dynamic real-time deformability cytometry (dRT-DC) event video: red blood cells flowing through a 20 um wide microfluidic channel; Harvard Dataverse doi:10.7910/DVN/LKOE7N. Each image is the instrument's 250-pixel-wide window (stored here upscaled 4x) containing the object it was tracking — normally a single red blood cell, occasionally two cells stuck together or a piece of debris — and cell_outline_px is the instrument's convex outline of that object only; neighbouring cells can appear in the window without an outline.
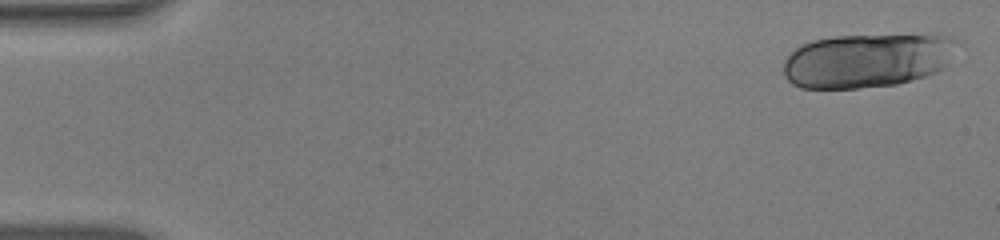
{"species": "human", "species_latin": "Homo sapiens", "temperature_condition": "warm", "stored_images_in_passage": 52, "segment_of_instrument_passage": [1, 2], "camera_frame_rate_fps": 3000, "um_per_image_px": 0.085, "donor": {"sex": "male"}, "frame": {"image": 1, "passage_image": 1, "time_ms": 0.0, "image_size_px": [1000, 240], "cell_outline_px": [[964, 44], [948, 64], [944, 68], [936, 72], [912, 80], [896, 84], [856, 88], [800, 88], [792, 84], [784, 76], [784, 60], [800, 44], [812, 40], [832, 36], [932, 32], [940, 32], [952, 36], [960, 40]], "centroid_in_image_um": [73.87, 5.06], "position_along_channel_um": 11.1, "area_um2": 56.99}}